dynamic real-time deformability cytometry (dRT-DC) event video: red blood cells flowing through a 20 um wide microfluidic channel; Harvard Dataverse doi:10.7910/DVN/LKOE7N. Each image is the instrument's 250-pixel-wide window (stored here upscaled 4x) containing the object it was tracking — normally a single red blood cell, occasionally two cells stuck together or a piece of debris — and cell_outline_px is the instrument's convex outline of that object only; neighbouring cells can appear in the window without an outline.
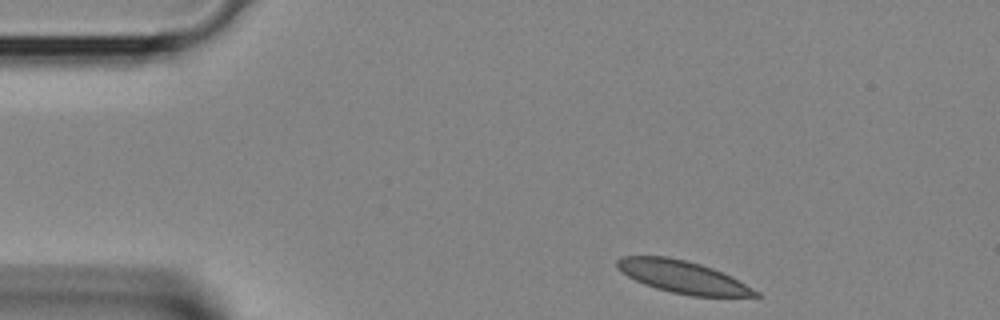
{"species": "Egyptian fruit bat (a non-hibernating species)", "species_latin": "Rousettus aegyptiacus", "temperature_condition": "room temperature", "stored_images_in_passage": 33, "camera_frame_rate_fps": 3000, "um_per_image_px": 0.085, "animal": {"sex": "female"}, "frame": {"image": 1, "passage_image": 1, "time_ms": 0.0, "image_size_px": [1000, 320], "cell_outline_px": [[760, 296], [692, 296], [672, 292], [656, 288], [644, 284], [620, 272], [616, 268], [616, 260], [620, 256], [668, 256], [700, 264], [712, 268], [732, 276], [760, 292]], "centroid_in_image_um": [58.01, 23.53], "position_along_channel_um": 27.0, "area_um2": 26.07}}
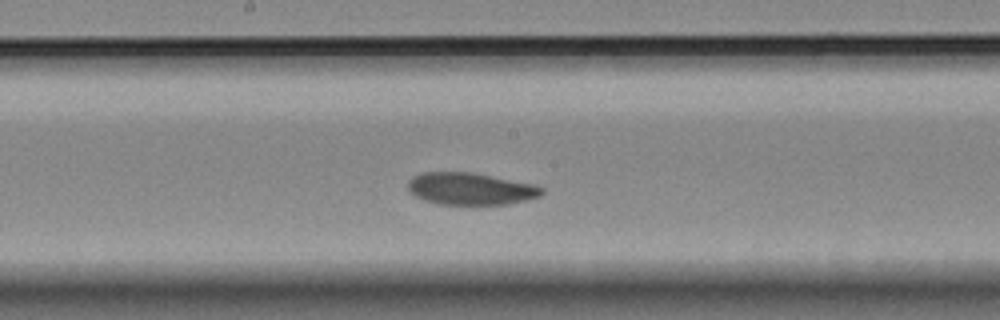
{"frame": {"image": 2, "passage_image": 15, "time_ms": 4.667, "image_size_px": [1000, 320], "cell_outline_px": [[544, 192], [540, 196], [508, 204], [440, 204], [424, 200], [416, 196], [408, 188], [408, 180], [412, 176], [424, 172], [468, 172], [536, 184], [544, 188]], "centroid_in_image_um": [40.0, 16.04], "position_along_channel_um": 208.2, "area_um2": 24.85}}
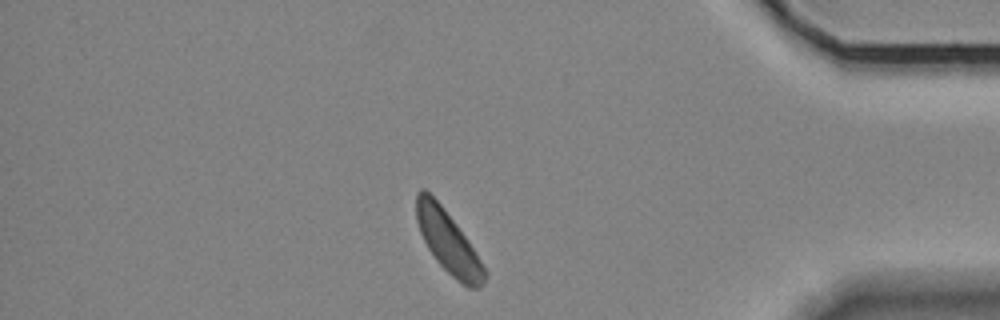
{"frame": {"image": 3, "passage_image": 28, "time_ms": 9.0, "image_size_px": [1000, 320], "cell_outline_px": [[488, 276], [484, 284], [480, 288], [468, 288], [456, 280], [436, 260], [428, 248], [420, 232], [416, 220], [416, 192], [420, 188], [424, 188], [440, 204], [456, 224], [468, 240], [488, 272]], "centroid_in_image_um": [38.11, 20.6], "position_along_channel_um": 397.1, "area_um2": 24.62}}